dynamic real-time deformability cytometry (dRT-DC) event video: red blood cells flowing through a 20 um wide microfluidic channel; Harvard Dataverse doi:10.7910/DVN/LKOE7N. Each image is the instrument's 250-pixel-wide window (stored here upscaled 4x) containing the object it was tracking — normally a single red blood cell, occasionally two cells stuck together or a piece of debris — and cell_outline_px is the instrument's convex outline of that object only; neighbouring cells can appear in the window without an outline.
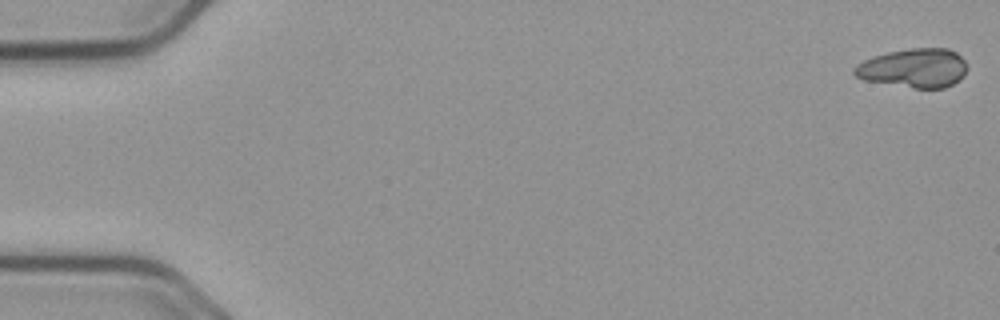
{"species": "common noctule bat (a hibernating species)", "species_latin": "Nyctalus noctula", "temperature_condition": "cold", "stored_images_in_passage": 33, "camera_frame_rate_fps": 3000, "um_per_image_px": 0.085, "animal": {"sex": "male", "body_mass_g": 23.1, "forearm_length_mm": 52.7}, "frame": {"image": 1, "passage_image": 1, "time_ms": 0.0, "image_size_px": [1000, 320], "cell_outline_px": [[968, 68], [964, 76], [960, 80], [944, 88], [916, 88], [864, 80], [856, 76], [852, 72], [852, 68], [856, 64], [864, 60], [888, 52], [912, 48], [948, 48], [956, 52], [964, 60]], "centroid_in_image_um": [77.69, 5.79], "position_along_channel_um": 7.3, "area_um2": 25.72}}